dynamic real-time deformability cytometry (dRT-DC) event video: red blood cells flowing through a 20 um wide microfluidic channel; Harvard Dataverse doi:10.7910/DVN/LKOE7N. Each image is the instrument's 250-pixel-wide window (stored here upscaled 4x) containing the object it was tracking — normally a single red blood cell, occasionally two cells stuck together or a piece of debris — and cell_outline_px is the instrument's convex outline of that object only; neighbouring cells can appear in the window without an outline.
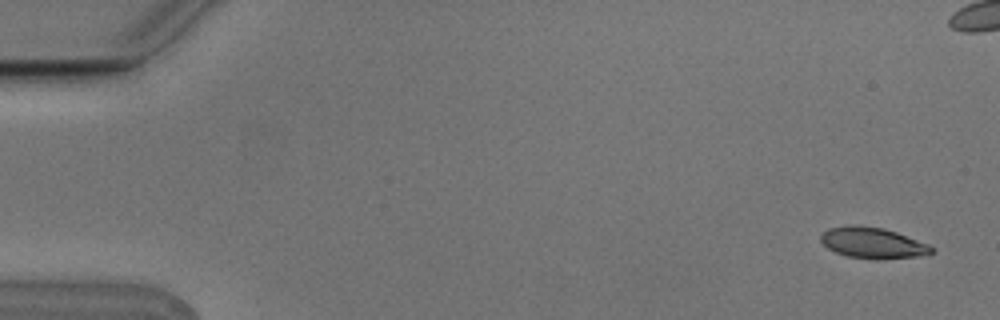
{"species": "Egyptian fruit bat (a non-hibernating species)", "species_latin": "Rousettus aegyptiacus", "temperature_condition": "cold", "stored_images_in_passage": 6, "camera_frame_rate_fps": 3000, "um_per_image_px": 0.085, "animal": {"sex": "male"}, "frame": {"image": 1, "passage_image": 1, "time_ms": 0.0, "image_size_px": [1000, 320], "cell_outline_px": [[932, 252], [920, 256], [880, 260], [876, 260], [848, 256], [836, 252], [828, 248], [820, 240], [820, 236], [828, 228], [852, 224], [884, 228], [896, 232], [928, 244], [932, 248]], "centroid_in_image_um": [74.16, 20.65], "position_along_channel_um": 10.8, "area_um2": 19.94}}